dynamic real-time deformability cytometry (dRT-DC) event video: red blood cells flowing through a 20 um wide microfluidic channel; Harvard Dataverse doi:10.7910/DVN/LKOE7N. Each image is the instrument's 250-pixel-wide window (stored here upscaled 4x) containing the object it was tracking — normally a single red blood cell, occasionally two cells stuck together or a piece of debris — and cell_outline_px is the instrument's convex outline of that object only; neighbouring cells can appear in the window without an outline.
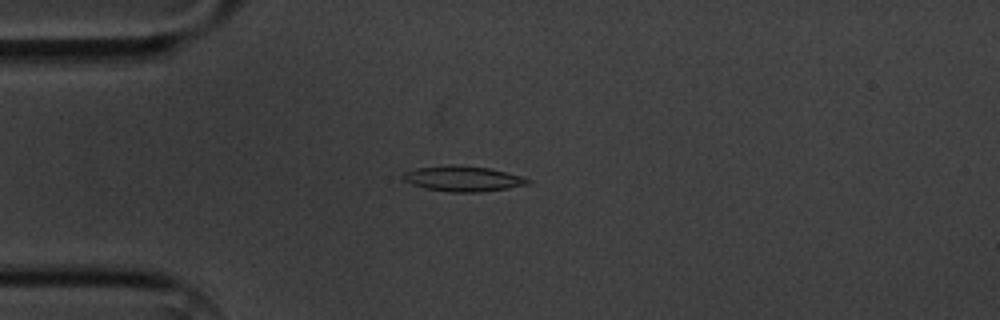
{"species": "common noctule bat (a hibernating species)", "species_latin": "Nyctalus noctula", "temperature_condition": "cold", "stored_images_in_passage": 9, "camera_frame_rate_fps": 3000, "um_per_image_px": 0.085, "animal": {"sex": "male", "body_mass_g": 20.1, "forearm_length_mm": 53.5}, "frame": {"image": 1, "passage_image": 2, "time_ms": 1.333, "image_size_px": [1000, 320], "cell_outline_px": [[532, 184], [508, 188], [476, 192], [448, 192], [424, 188], [412, 184], [404, 180], [400, 176], [404, 172], [416, 168], [452, 164], [488, 168], [520, 176], [532, 180]], "centroid_in_image_um": [39.33, 15.19], "position_along_channel_um": 45.7, "area_um2": 18.44}}
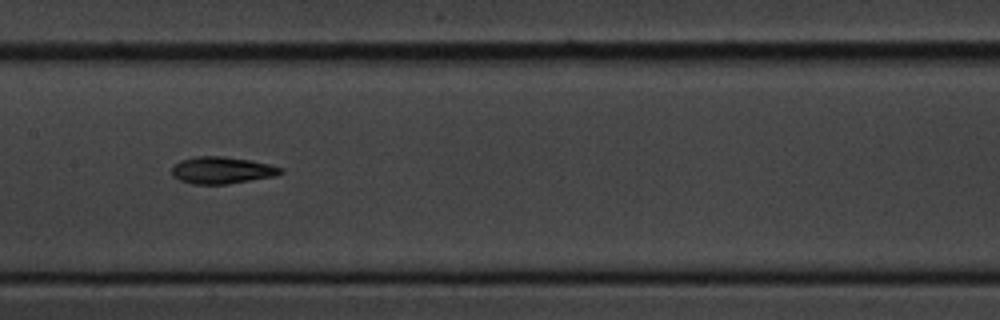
{"frame": {"image": 2, "passage_image": 6, "time_ms": 5.667, "image_size_px": [1000, 320], "cell_outline_px": [[284, 172], [276, 176], [228, 184], [192, 184], [180, 180], [172, 176], [172, 164], [180, 160], [196, 156], [224, 156], [252, 160], [284, 168]], "centroid_in_image_um": [18.86, 14.46], "position_along_channel_um": 188.5, "area_um2": 17.34}}
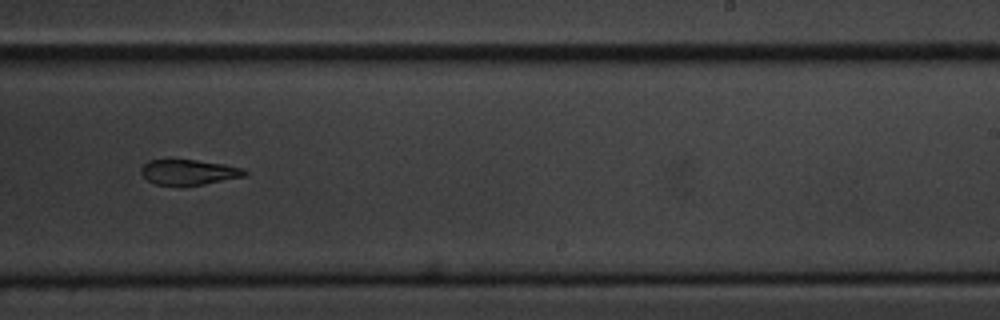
{"frame": {"image": 3, "passage_image": 8, "time_ms": 8.0, "image_size_px": [1000, 320], "cell_outline_px": [[248, 172], [244, 176], [204, 184], [156, 184], [148, 180], [140, 172], [140, 168], [148, 160], [196, 160], [224, 164], [240, 168]], "centroid_in_image_um": [16.02, 14.61], "position_along_channel_um": 273.0, "area_um2": 14.8}}